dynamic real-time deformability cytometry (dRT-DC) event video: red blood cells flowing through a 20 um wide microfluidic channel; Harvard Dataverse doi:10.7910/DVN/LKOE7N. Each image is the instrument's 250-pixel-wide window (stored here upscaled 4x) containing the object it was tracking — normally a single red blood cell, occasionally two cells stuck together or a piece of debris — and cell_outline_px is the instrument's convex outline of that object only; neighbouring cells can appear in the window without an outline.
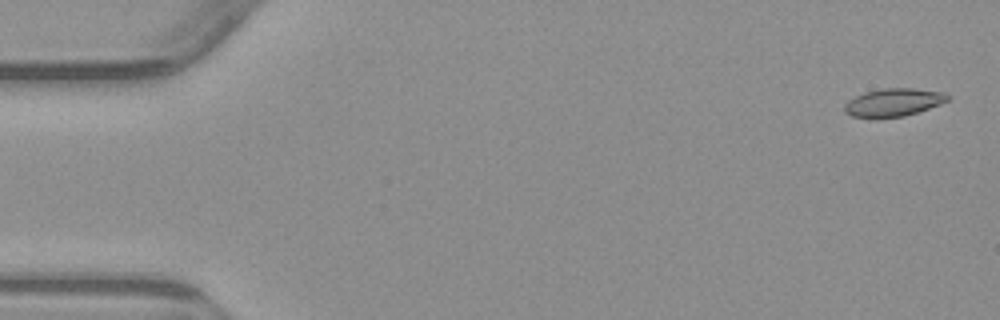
{"species": "common noctule bat (a hibernating species)", "species_latin": "Nyctalus noctula", "temperature_condition": "warm", "stored_images_in_passage": 8, "camera_frame_rate_fps": 3000, "um_per_image_px": 0.085, "animal": {"sex": "male", "body_mass_g": 23.1, "forearm_length_mm": 52.7}, "frame": {"image": 1, "passage_image": 1, "time_ms": 0.0, "image_size_px": [1000, 320], "cell_outline_px": [[952, 96], [948, 100], [940, 104], [904, 116], [852, 116], [844, 112], [844, 104], [848, 100], [864, 92], [884, 88], [912, 88], [944, 92]], "centroid_in_image_um": [75.97, 8.67], "position_along_channel_um": 9.0, "area_um2": 16.42}}
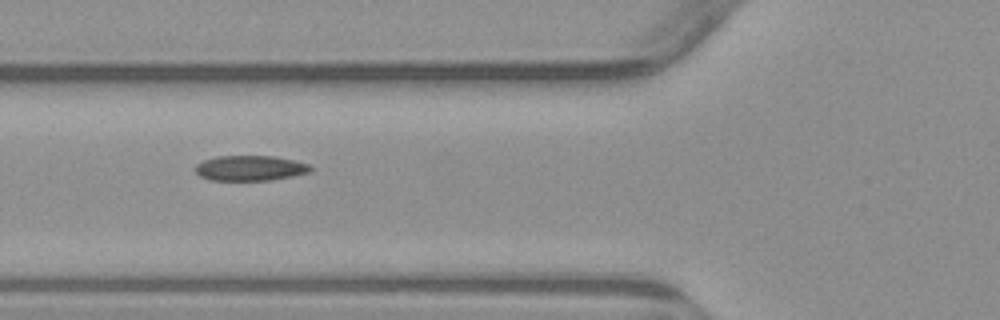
{"frame": {"image": 2, "passage_image": 6, "time_ms": 6.0, "image_size_px": [1000, 320], "cell_outline_px": [[312, 172], [292, 176], [268, 180], [212, 180], [200, 176], [196, 172], [196, 164], [204, 160], [216, 156], [272, 156], [292, 160], [308, 164], [312, 168]], "centroid_in_image_um": [21.26, 14.29], "position_along_channel_um": 104.5, "area_um2": 16.76}}
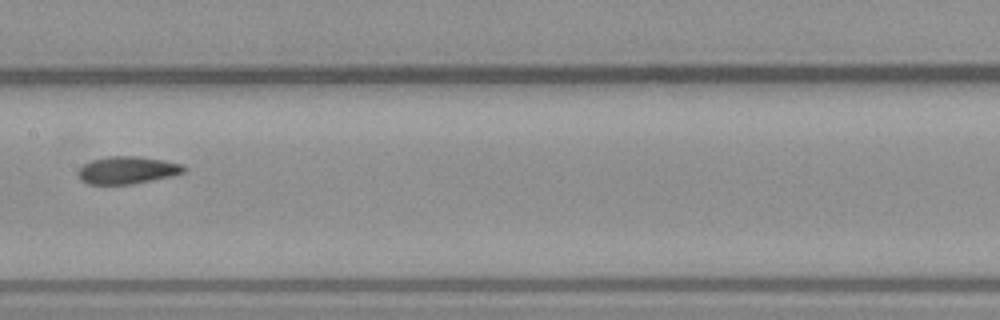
{"frame": {"image": 3, "passage_image": 8, "time_ms": 8.333, "image_size_px": [1000, 320], "cell_outline_px": [[188, 168], [184, 172], [172, 176], [132, 184], [88, 184], [80, 180], [76, 172], [84, 164], [92, 160], [108, 156], [136, 156], [164, 160], [184, 164]], "centroid_in_image_um": [10.84, 14.46], "position_along_channel_um": 196.6, "area_um2": 17.05}}